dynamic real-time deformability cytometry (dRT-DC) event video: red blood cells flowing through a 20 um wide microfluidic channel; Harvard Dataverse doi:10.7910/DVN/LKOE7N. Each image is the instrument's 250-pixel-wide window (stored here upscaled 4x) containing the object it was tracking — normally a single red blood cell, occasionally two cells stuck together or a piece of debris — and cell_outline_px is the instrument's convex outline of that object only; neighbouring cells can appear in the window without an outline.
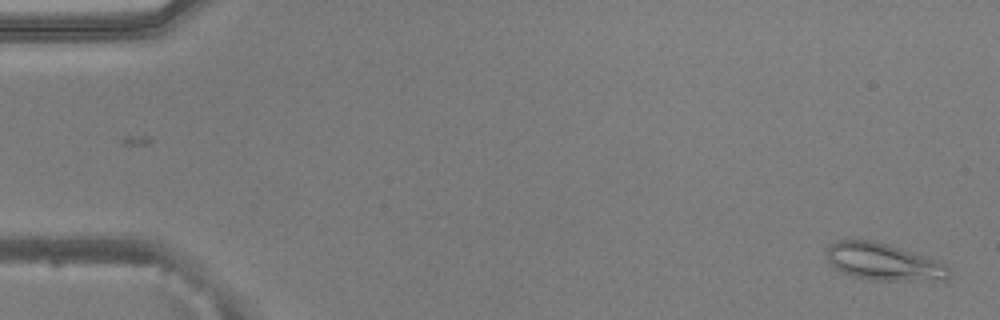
{"species": "common noctule bat (a hibernating species)", "species_latin": "Nyctalus noctula", "temperature_condition": "warm", "stored_images_in_passage": 52, "camera_frame_rate_fps": 3000, "um_per_image_px": 0.085, "animal": {"sex": "male", "body_mass_g": 20.5, "forearm_length_mm": 52.5}, "frame": {"image": 1, "passage_image": 1, "time_ms": 0.0, "image_size_px": [1000, 320], "cell_outline_px": [[952, 272], [948, 280], [872, 280], [852, 276], [840, 272], [828, 260], [824, 252], [832, 244], [840, 240], [872, 240], [888, 244], [940, 260]], "centroid_in_image_um": [75.14, 22.26], "position_along_channel_um": 9.9, "area_um2": 26.59}}
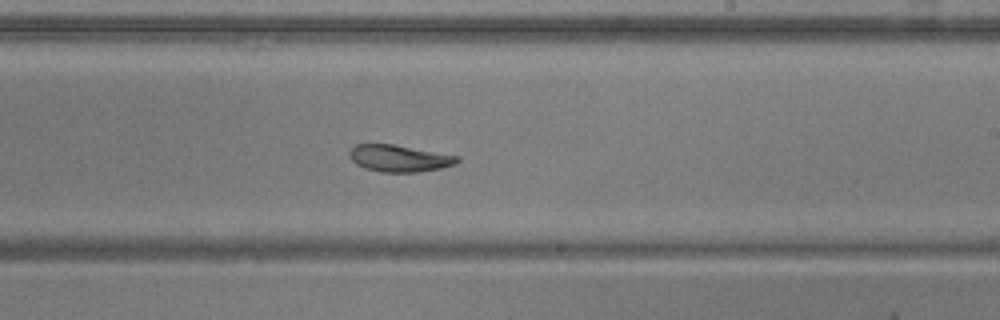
{"frame": {"image": 2, "passage_image": 31, "time_ms": 10.0, "image_size_px": [1000, 320], "cell_outline_px": [[460, 160], [456, 164], [440, 168], [416, 172], [380, 172], [364, 168], [356, 164], [352, 160], [348, 152], [356, 144], [392, 144], [460, 156]], "centroid_in_image_um": [33.94, 13.46], "position_along_channel_um": 255.1, "area_um2": 16.82}}
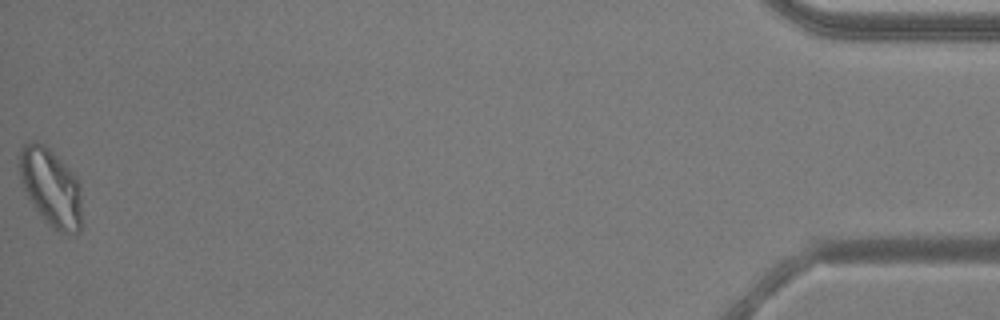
{"frame": {"image": 3, "passage_image": 52, "time_ms": 17.0, "image_size_px": [1000, 320], "cell_outline_px": [[80, 232], [76, 236], [72, 236], [56, 232], [40, 216], [24, 192], [20, 184], [16, 164], [16, 156], [20, 148], [24, 144], [32, 140], [36, 140], [44, 144], [76, 176], [80, 184]], "centroid_in_image_um": [4.25, 15.93], "position_along_channel_um": 430.9, "area_um2": 29.3}, "authors_computed_cell_mechanics": {"area_um2": 19.8832, "velocity_mm_per_s": 3.8704, "shape_relaxation_time_tau1_ms": 4.7306, "shape_relaxation_time_tau2_ms": 1.9704, "deformation_change_tau1": 0.1512, "deformation_change_tau2": 0.0778}}